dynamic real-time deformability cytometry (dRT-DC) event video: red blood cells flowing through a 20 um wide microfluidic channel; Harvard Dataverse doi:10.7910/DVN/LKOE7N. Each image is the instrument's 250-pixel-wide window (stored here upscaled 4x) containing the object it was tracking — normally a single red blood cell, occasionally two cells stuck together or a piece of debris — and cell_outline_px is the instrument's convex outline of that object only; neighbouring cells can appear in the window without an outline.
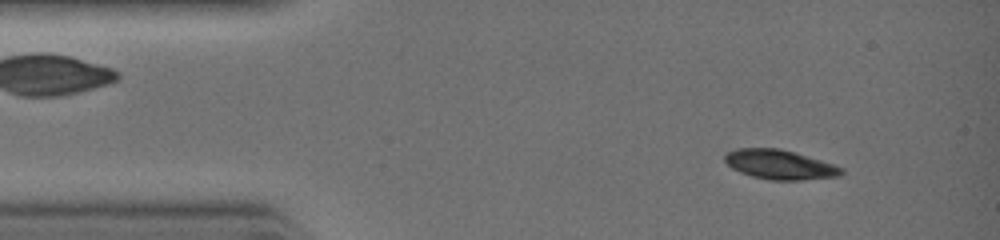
{"species": "common noctule bat (a hibernating species)", "species_latin": "Nyctalus noctula", "temperature_condition": "warm", "stored_images_in_passage": 32, "camera_frame_rate_fps": 3000, "um_per_image_px": 0.085, "animal": {"sex": "female", "body_mass_g": 19.0, "forearm_length_mm": 51.5}, "frame": {"image": 1, "passage_image": 4, "time_ms": 1.0, "image_size_px": [1000, 240], "cell_outline_px": [[844, 172], [840, 176], [800, 180], [768, 180], [752, 176], [740, 172], [732, 168], [724, 160], [724, 156], [728, 152], [736, 148], [780, 148], [796, 152], [844, 168]], "centroid_in_image_um": [66.28, 13.99], "position_along_channel_um": 18.7, "area_um2": 20.06}}
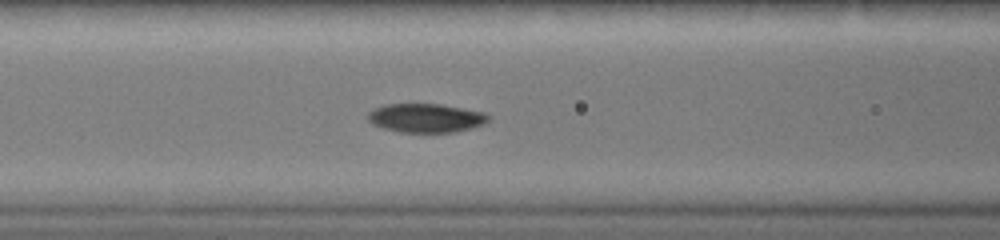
{"frame": {"image": 2, "passage_image": 13, "time_ms": 4.0, "image_size_px": [1000, 240], "cell_outline_px": [[492, 116], [484, 124], [472, 128], [456, 132], [400, 132], [384, 128], [372, 124], [368, 120], [368, 112], [384, 104], [440, 104], [484, 112]], "centroid_in_image_um": [36.22, 10.03], "position_along_channel_um": 130.4, "area_um2": 20.29}}
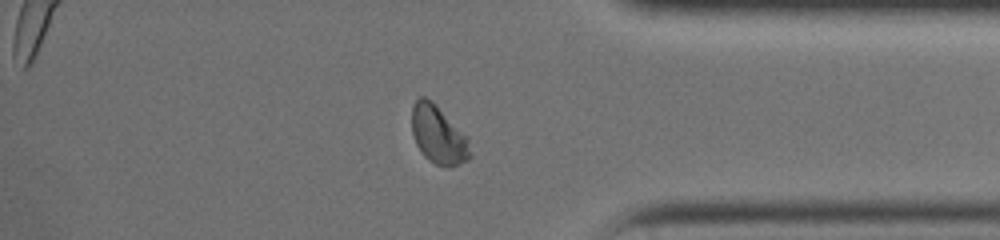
{"frame": {"image": 3, "passage_image": 27, "time_ms": 8.667, "image_size_px": [1000, 240], "cell_outline_px": [[472, 156], [468, 160], [456, 164], [436, 164], [428, 160], [424, 156], [416, 144], [412, 132], [412, 104], [420, 96], [424, 96], [432, 100], [468, 136]], "centroid_in_image_um": [37.26, 11.41], "position_along_channel_um": 397.9, "area_um2": 19.77}}